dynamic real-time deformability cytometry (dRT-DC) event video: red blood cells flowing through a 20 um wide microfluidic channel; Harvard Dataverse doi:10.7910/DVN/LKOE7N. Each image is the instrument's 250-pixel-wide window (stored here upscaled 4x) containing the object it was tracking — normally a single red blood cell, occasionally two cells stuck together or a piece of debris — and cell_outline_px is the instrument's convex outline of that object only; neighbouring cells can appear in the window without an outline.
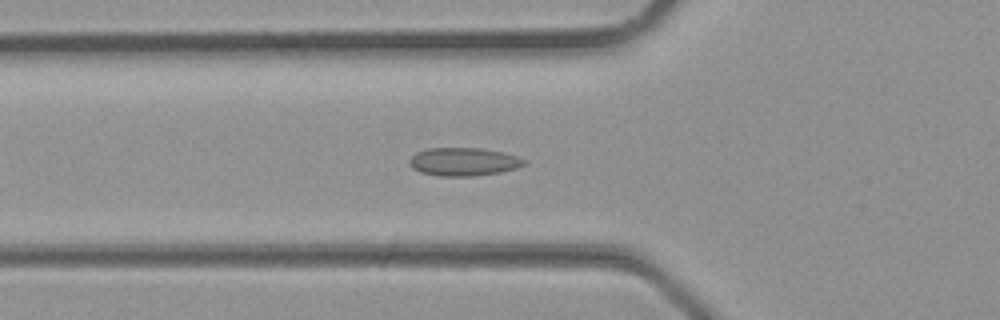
{"species": "common noctule bat (a hibernating species)", "species_latin": "Nyctalus noctula", "temperature_condition": "room temperature", "stored_images_in_passage": 27, "camera_frame_rate_fps": 3000, "um_per_image_px": 0.085, "animal": {"sex": "male", "body_mass_g": 23.1, "forearm_length_mm": 52.7}, "frame": {"image": 1, "passage_image": 6, "time_ms": 1.667, "image_size_px": [1000, 320], "cell_outline_px": [[528, 160], [524, 164], [516, 168], [500, 172], [472, 176], [436, 176], [420, 172], [412, 168], [408, 160], [416, 152], [428, 148], [480, 148], [504, 152]], "centroid_in_image_um": [39.39, 13.74], "position_along_channel_um": 86.4, "area_um2": 18.9}}
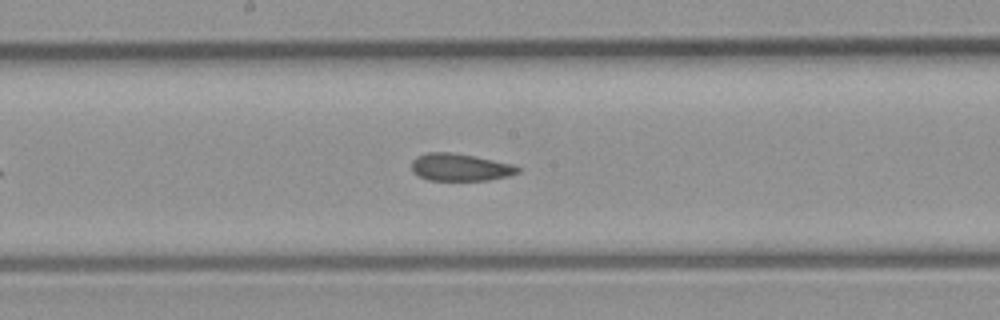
{"frame": {"image": 2, "passage_image": 12, "time_ms": 3.667, "image_size_px": [1000, 320], "cell_outline_px": [[520, 172], [508, 176], [488, 180], [428, 180], [416, 176], [412, 172], [412, 160], [416, 156], [428, 152], [448, 152], [472, 156], [512, 164], [520, 168]], "centroid_in_image_um": [39.06, 14.23], "position_along_channel_um": 209.1, "area_um2": 16.88}}
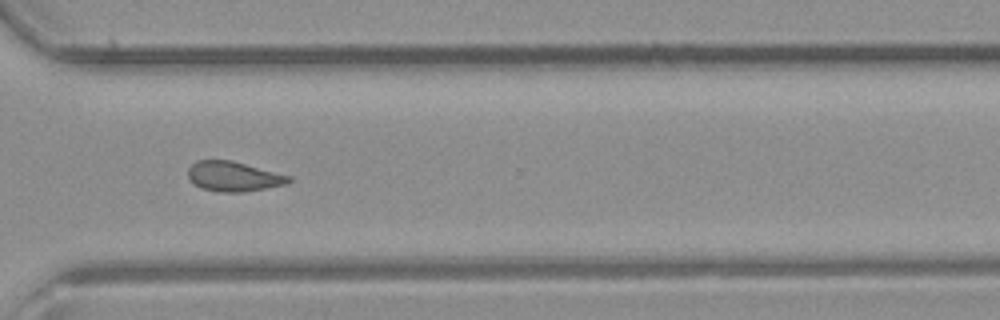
{"frame": {"image": 3, "passage_image": 19, "time_ms": 6.0, "image_size_px": [1000, 320], "cell_outline_px": [[292, 180], [288, 184], [244, 192], [220, 192], [200, 188], [188, 176], [188, 168], [196, 160], [232, 160], [292, 176]], "centroid_in_image_um": [19.89, 14.99], "position_along_channel_um": 350.7, "area_um2": 17.63}}